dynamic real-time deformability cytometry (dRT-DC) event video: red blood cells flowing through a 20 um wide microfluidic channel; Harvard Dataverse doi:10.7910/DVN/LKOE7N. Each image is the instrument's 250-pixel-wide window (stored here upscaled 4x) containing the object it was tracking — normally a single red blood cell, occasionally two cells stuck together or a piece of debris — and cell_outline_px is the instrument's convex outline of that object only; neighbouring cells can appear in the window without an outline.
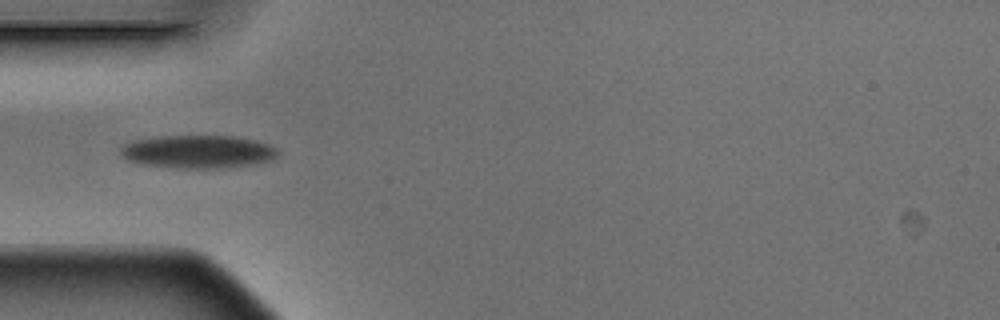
{"species": "Egyptian fruit bat (a non-hibernating species)", "species_latin": "Rousettus aegyptiacus", "temperature_condition": "warm", "stored_images_in_passage": 5, "camera_frame_rate_fps": 3000, "um_per_image_px": 0.085, "animal": {"sex": "male"}, "frame": {"image": 1, "passage_image": 4, "time_ms": 1.0, "image_size_px": [1000, 320], "cell_outline_px": [[280, 156], [272, 160], [252, 164], [228, 168], [176, 168], [144, 164], [128, 160], [120, 156], [120, 148], [124, 144], [132, 140], [156, 136], [232, 136], [256, 140], [272, 144], [280, 152]], "centroid_in_image_um": [16.86, 12.89], "position_along_channel_um": 68.1, "area_um2": 30.75}}
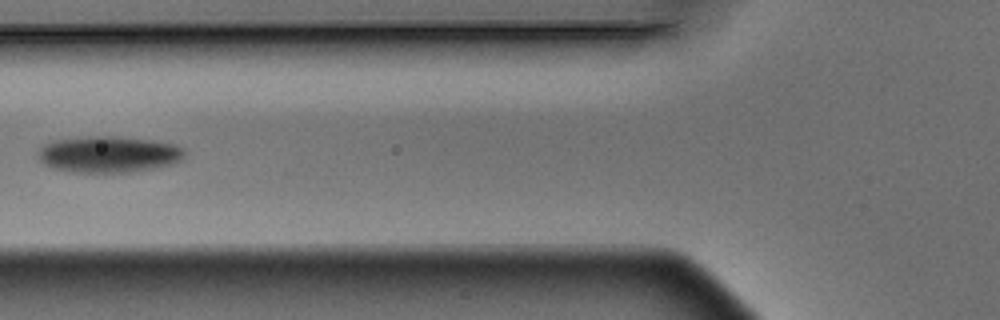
{"frame": {"image": 2, "passage_image": 5, "time_ms": 1.333, "image_size_px": [1000, 320], "cell_outline_px": [[184, 156], [180, 160], [172, 164], [156, 168], [132, 172], [72, 172], [52, 168], [44, 164], [40, 160], [40, 148], [44, 144], [56, 140], [88, 136], [116, 136], [152, 140], [176, 144], [184, 148]], "centroid_in_image_um": [9.27, 13.11], "position_along_channel_um": 116.5, "area_um2": 31.1}}